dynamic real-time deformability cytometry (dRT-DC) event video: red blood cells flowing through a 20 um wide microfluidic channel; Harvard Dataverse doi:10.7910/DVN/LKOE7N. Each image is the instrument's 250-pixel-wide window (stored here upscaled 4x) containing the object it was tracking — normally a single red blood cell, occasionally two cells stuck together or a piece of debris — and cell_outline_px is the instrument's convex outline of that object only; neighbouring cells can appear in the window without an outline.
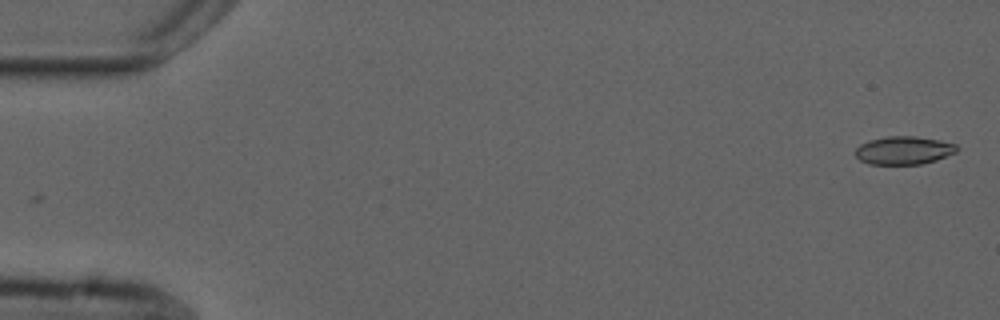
{"species": "common noctule bat (a hibernating species)", "species_latin": "Nyctalus noctula", "temperature_condition": "cold", "stored_images_in_passage": 2, "camera_frame_rate_fps": 3000, "um_per_image_px": 0.085, "animal": {"sex": "male", "forearm_length_mm": 52.5}, "frame": {"image": 1, "passage_image": 2, "time_ms": 1.0, "image_size_px": [1000, 320], "cell_outline_px": [[960, 148], [956, 152], [936, 160], [920, 164], [868, 164], [860, 160], [856, 156], [856, 148], [860, 144], [868, 140], [888, 136], [916, 136], [940, 140], [956, 144]], "centroid_in_image_um": [76.83, 12.77], "position_along_channel_um": 8.2, "area_um2": 16.7}}